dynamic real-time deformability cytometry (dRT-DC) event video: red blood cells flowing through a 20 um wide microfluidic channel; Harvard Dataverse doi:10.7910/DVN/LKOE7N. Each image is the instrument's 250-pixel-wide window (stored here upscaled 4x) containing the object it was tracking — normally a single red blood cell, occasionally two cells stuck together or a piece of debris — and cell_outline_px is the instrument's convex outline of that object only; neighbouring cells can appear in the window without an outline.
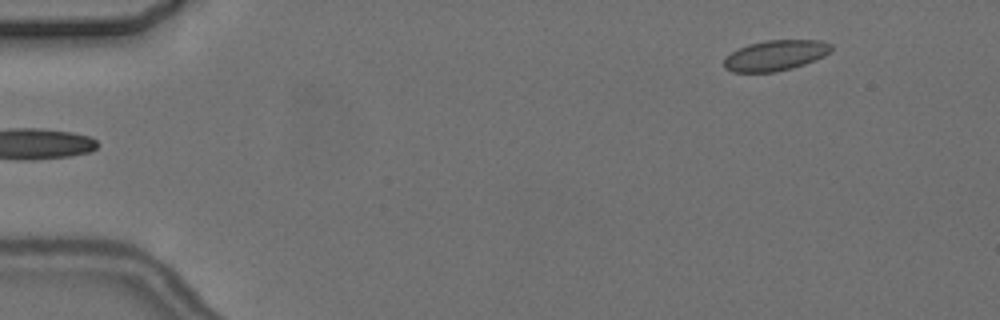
{"species": "common noctule bat (a hibernating species)", "species_latin": "Nyctalus noctula", "temperature_condition": "cold", "stored_images_in_passage": 5, "camera_frame_rate_fps": 3000, "um_per_image_px": 0.085, "animal": {"sex": "female", "body_mass_g": 24.6, "forearm_length_mm": 56.2}, "frame": {"image": 1, "passage_image": 5, "time_ms": 4.667, "image_size_px": [1000, 320], "cell_outline_px": [[832, 52], [816, 60], [792, 68], [776, 72], [732, 72], [724, 68], [724, 60], [732, 52], [748, 44], [764, 40], [820, 40], [832, 44]], "centroid_in_image_um": [65.95, 4.71], "position_along_channel_um": 19.1, "area_um2": 19.13}}